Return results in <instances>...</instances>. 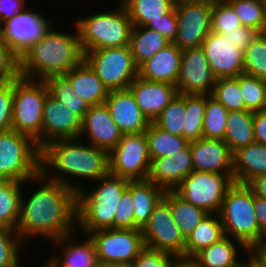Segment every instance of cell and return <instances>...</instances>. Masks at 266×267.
<instances>
[{
    "label": "cell",
    "mask_w": 266,
    "mask_h": 267,
    "mask_svg": "<svg viewBox=\"0 0 266 267\" xmlns=\"http://www.w3.org/2000/svg\"><path fill=\"white\" fill-rule=\"evenodd\" d=\"M125 6L133 26H146L169 13L176 0H120Z\"/></svg>",
    "instance_id": "obj_35"
},
{
    "label": "cell",
    "mask_w": 266,
    "mask_h": 267,
    "mask_svg": "<svg viewBox=\"0 0 266 267\" xmlns=\"http://www.w3.org/2000/svg\"><path fill=\"white\" fill-rule=\"evenodd\" d=\"M128 182L108 173L97 180L91 192L85 186L77 192V223L81 233L89 235L97 230L113 229L115 210Z\"/></svg>",
    "instance_id": "obj_4"
},
{
    "label": "cell",
    "mask_w": 266,
    "mask_h": 267,
    "mask_svg": "<svg viewBox=\"0 0 266 267\" xmlns=\"http://www.w3.org/2000/svg\"><path fill=\"white\" fill-rule=\"evenodd\" d=\"M44 82L47 85L50 96L82 119L84 118L90 105L76 95L72 85L64 76L49 77Z\"/></svg>",
    "instance_id": "obj_37"
},
{
    "label": "cell",
    "mask_w": 266,
    "mask_h": 267,
    "mask_svg": "<svg viewBox=\"0 0 266 267\" xmlns=\"http://www.w3.org/2000/svg\"><path fill=\"white\" fill-rule=\"evenodd\" d=\"M100 267H135L133 262H113L100 265Z\"/></svg>",
    "instance_id": "obj_59"
},
{
    "label": "cell",
    "mask_w": 266,
    "mask_h": 267,
    "mask_svg": "<svg viewBox=\"0 0 266 267\" xmlns=\"http://www.w3.org/2000/svg\"><path fill=\"white\" fill-rule=\"evenodd\" d=\"M26 0H0V26L12 19L17 13L24 11Z\"/></svg>",
    "instance_id": "obj_53"
},
{
    "label": "cell",
    "mask_w": 266,
    "mask_h": 267,
    "mask_svg": "<svg viewBox=\"0 0 266 267\" xmlns=\"http://www.w3.org/2000/svg\"><path fill=\"white\" fill-rule=\"evenodd\" d=\"M81 234L86 237L83 242H68L70 239L75 240L71 237L72 233L51 241L59 251L62 249L60 257L53 255L49 259L56 267H100L92 238L88 234Z\"/></svg>",
    "instance_id": "obj_25"
},
{
    "label": "cell",
    "mask_w": 266,
    "mask_h": 267,
    "mask_svg": "<svg viewBox=\"0 0 266 267\" xmlns=\"http://www.w3.org/2000/svg\"><path fill=\"white\" fill-rule=\"evenodd\" d=\"M105 105L122 134L145 132L151 123L140 110L129 88L109 91Z\"/></svg>",
    "instance_id": "obj_20"
},
{
    "label": "cell",
    "mask_w": 266,
    "mask_h": 267,
    "mask_svg": "<svg viewBox=\"0 0 266 267\" xmlns=\"http://www.w3.org/2000/svg\"><path fill=\"white\" fill-rule=\"evenodd\" d=\"M216 79L202 47L182 50L178 94L212 95Z\"/></svg>",
    "instance_id": "obj_16"
},
{
    "label": "cell",
    "mask_w": 266,
    "mask_h": 267,
    "mask_svg": "<svg viewBox=\"0 0 266 267\" xmlns=\"http://www.w3.org/2000/svg\"><path fill=\"white\" fill-rule=\"evenodd\" d=\"M53 27L19 57L21 77L44 81L49 77L63 76L84 60L75 23L74 33L55 31Z\"/></svg>",
    "instance_id": "obj_3"
},
{
    "label": "cell",
    "mask_w": 266,
    "mask_h": 267,
    "mask_svg": "<svg viewBox=\"0 0 266 267\" xmlns=\"http://www.w3.org/2000/svg\"><path fill=\"white\" fill-rule=\"evenodd\" d=\"M117 6L115 10L79 17L74 22L84 54L93 50L129 45L132 21L121 1Z\"/></svg>",
    "instance_id": "obj_6"
},
{
    "label": "cell",
    "mask_w": 266,
    "mask_h": 267,
    "mask_svg": "<svg viewBox=\"0 0 266 267\" xmlns=\"http://www.w3.org/2000/svg\"><path fill=\"white\" fill-rule=\"evenodd\" d=\"M109 173L128 180L148 179L151 160L145 132L123 134L108 153Z\"/></svg>",
    "instance_id": "obj_11"
},
{
    "label": "cell",
    "mask_w": 266,
    "mask_h": 267,
    "mask_svg": "<svg viewBox=\"0 0 266 267\" xmlns=\"http://www.w3.org/2000/svg\"><path fill=\"white\" fill-rule=\"evenodd\" d=\"M21 243L16 230L0 226V267H22L19 258Z\"/></svg>",
    "instance_id": "obj_45"
},
{
    "label": "cell",
    "mask_w": 266,
    "mask_h": 267,
    "mask_svg": "<svg viewBox=\"0 0 266 267\" xmlns=\"http://www.w3.org/2000/svg\"><path fill=\"white\" fill-rule=\"evenodd\" d=\"M253 125L255 142L266 145V110L254 112Z\"/></svg>",
    "instance_id": "obj_54"
},
{
    "label": "cell",
    "mask_w": 266,
    "mask_h": 267,
    "mask_svg": "<svg viewBox=\"0 0 266 267\" xmlns=\"http://www.w3.org/2000/svg\"><path fill=\"white\" fill-rule=\"evenodd\" d=\"M218 214L226 236L240 241L251 253L262 247L254 195L246 184L235 182L229 188Z\"/></svg>",
    "instance_id": "obj_5"
},
{
    "label": "cell",
    "mask_w": 266,
    "mask_h": 267,
    "mask_svg": "<svg viewBox=\"0 0 266 267\" xmlns=\"http://www.w3.org/2000/svg\"><path fill=\"white\" fill-rule=\"evenodd\" d=\"M177 256L145 246L133 261L135 267H170Z\"/></svg>",
    "instance_id": "obj_49"
},
{
    "label": "cell",
    "mask_w": 266,
    "mask_h": 267,
    "mask_svg": "<svg viewBox=\"0 0 266 267\" xmlns=\"http://www.w3.org/2000/svg\"><path fill=\"white\" fill-rule=\"evenodd\" d=\"M145 134L151 162L156 158L173 156L189 144L185 138L163 131L152 122Z\"/></svg>",
    "instance_id": "obj_36"
},
{
    "label": "cell",
    "mask_w": 266,
    "mask_h": 267,
    "mask_svg": "<svg viewBox=\"0 0 266 267\" xmlns=\"http://www.w3.org/2000/svg\"><path fill=\"white\" fill-rule=\"evenodd\" d=\"M142 113L153 122L163 109L178 95L175 85L147 81L139 76L129 85Z\"/></svg>",
    "instance_id": "obj_23"
},
{
    "label": "cell",
    "mask_w": 266,
    "mask_h": 267,
    "mask_svg": "<svg viewBox=\"0 0 266 267\" xmlns=\"http://www.w3.org/2000/svg\"><path fill=\"white\" fill-rule=\"evenodd\" d=\"M31 181L38 187L27 192L26 199L22 193L16 227L22 241L25 243L26 238L38 236L54 241L73 233L77 224V192L48 179L42 172Z\"/></svg>",
    "instance_id": "obj_1"
},
{
    "label": "cell",
    "mask_w": 266,
    "mask_h": 267,
    "mask_svg": "<svg viewBox=\"0 0 266 267\" xmlns=\"http://www.w3.org/2000/svg\"><path fill=\"white\" fill-rule=\"evenodd\" d=\"M170 267H198V264L193 258L177 256L171 262Z\"/></svg>",
    "instance_id": "obj_57"
},
{
    "label": "cell",
    "mask_w": 266,
    "mask_h": 267,
    "mask_svg": "<svg viewBox=\"0 0 266 267\" xmlns=\"http://www.w3.org/2000/svg\"><path fill=\"white\" fill-rule=\"evenodd\" d=\"M54 25L45 15L26 8L0 26L2 41L20 57Z\"/></svg>",
    "instance_id": "obj_15"
},
{
    "label": "cell",
    "mask_w": 266,
    "mask_h": 267,
    "mask_svg": "<svg viewBox=\"0 0 266 267\" xmlns=\"http://www.w3.org/2000/svg\"><path fill=\"white\" fill-rule=\"evenodd\" d=\"M224 236L219 214H207L187 238L184 257L193 258L198 252L219 241Z\"/></svg>",
    "instance_id": "obj_30"
},
{
    "label": "cell",
    "mask_w": 266,
    "mask_h": 267,
    "mask_svg": "<svg viewBox=\"0 0 266 267\" xmlns=\"http://www.w3.org/2000/svg\"><path fill=\"white\" fill-rule=\"evenodd\" d=\"M46 263L44 267H56L50 260Z\"/></svg>",
    "instance_id": "obj_62"
},
{
    "label": "cell",
    "mask_w": 266,
    "mask_h": 267,
    "mask_svg": "<svg viewBox=\"0 0 266 267\" xmlns=\"http://www.w3.org/2000/svg\"><path fill=\"white\" fill-rule=\"evenodd\" d=\"M185 94H178L152 122L163 131L184 138Z\"/></svg>",
    "instance_id": "obj_40"
},
{
    "label": "cell",
    "mask_w": 266,
    "mask_h": 267,
    "mask_svg": "<svg viewBox=\"0 0 266 267\" xmlns=\"http://www.w3.org/2000/svg\"><path fill=\"white\" fill-rule=\"evenodd\" d=\"M141 230L145 246L184 257L186 240L174 222L169 202L164 197Z\"/></svg>",
    "instance_id": "obj_14"
},
{
    "label": "cell",
    "mask_w": 266,
    "mask_h": 267,
    "mask_svg": "<svg viewBox=\"0 0 266 267\" xmlns=\"http://www.w3.org/2000/svg\"><path fill=\"white\" fill-rule=\"evenodd\" d=\"M206 95L185 94L184 138L196 141L202 138Z\"/></svg>",
    "instance_id": "obj_38"
},
{
    "label": "cell",
    "mask_w": 266,
    "mask_h": 267,
    "mask_svg": "<svg viewBox=\"0 0 266 267\" xmlns=\"http://www.w3.org/2000/svg\"><path fill=\"white\" fill-rule=\"evenodd\" d=\"M237 267H247V260L244 262H242L241 264H239Z\"/></svg>",
    "instance_id": "obj_63"
},
{
    "label": "cell",
    "mask_w": 266,
    "mask_h": 267,
    "mask_svg": "<svg viewBox=\"0 0 266 267\" xmlns=\"http://www.w3.org/2000/svg\"><path fill=\"white\" fill-rule=\"evenodd\" d=\"M210 24L211 31L221 35L242 26L237 14L225 0H213Z\"/></svg>",
    "instance_id": "obj_46"
},
{
    "label": "cell",
    "mask_w": 266,
    "mask_h": 267,
    "mask_svg": "<svg viewBox=\"0 0 266 267\" xmlns=\"http://www.w3.org/2000/svg\"><path fill=\"white\" fill-rule=\"evenodd\" d=\"M100 265L133 262L145 247L141 229H102L91 232Z\"/></svg>",
    "instance_id": "obj_13"
},
{
    "label": "cell",
    "mask_w": 266,
    "mask_h": 267,
    "mask_svg": "<svg viewBox=\"0 0 266 267\" xmlns=\"http://www.w3.org/2000/svg\"><path fill=\"white\" fill-rule=\"evenodd\" d=\"M14 80L0 81V132L12 129Z\"/></svg>",
    "instance_id": "obj_48"
},
{
    "label": "cell",
    "mask_w": 266,
    "mask_h": 267,
    "mask_svg": "<svg viewBox=\"0 0 266 267\" xmlns=\"http://www.w3.org/2000/svg\"><path fill=\"white\" fill-rule=\"evenodd\" d=\"M181 56L182 50L170 43L138 67V76L147 81L175 85L179 76Z\"/></svg>",
    "instance_id": "obj_24"
},
{
    "label": "cell",
    "mask_w": 266,
    "mask_h": 267,
    "mask_svg": "<svg viewBox=\"0 0 266 267\" xmlns=\"http://www.w3.org/2000/svg\"><path fill=\"white\" fill-rule=\"evenodd\" d=\"M23 186H26L25 182L0 180V226L16 230L22 192H26Z\"/></svg>",
    "instance_id": "obj_34"
},
{
    "label": "cell",
    "mask_w": 266,
    "mask_h": 267,
    "mask_svg": "<svg viewBox=\"0 0 266 267\" xmlns=\"http://www.w3.org/2000/svg\"><path fill=\"white\" fill-rule=\"evenodd\" d=\"M246 185L254 196L266 199V175L254 177Z\"/></svg>",
    "instance_id": "obj_56"
},
{
    "label": "cell",
    "mask_w": 266,
    "mask_h": 267,
    "mask_svg": "<svg viewBox=\"0 0 266 267\" xmlns=\"http://www.w3.org/2000/svg\"><path fill=\"white\" fill-rule=\"evenodd\" d=\"M253 115L248 110L228 111L224 142L232 153L255 142Z\"/></svg>",
    "instance_id": "obj_31"
},
{
    "label": "cell",
    "mask_w": 266,
    "mask_h": 267,
    "mask_svg": "<svg viewBox=\"0 0 266 267\" xmlns=\"http://www.w3.org/2000/svg\"><path fill=\"white\" fill-rule=\"evenodd\" d=\"M260 33H266V0H263V24Z\"/></svg>",
    "instance_id": "obj_60"
},
{
    "label": "cell",
    "mask_w": 266,
    "mask_h": 267,
    "mask_svg": "<svg viewBox=\"0 0 266 267\" xmlns=\"http://www.w3.org/2000/svg\"><path fill=\"white\" fill-rule=\"evenodd\" d=\"M189 144L194 171L234 174L233 153L224 140L202 137Z\"/></svg>",
    "instance_id": "obj_21"
},
{
    "label": "cell",
    "mask_w": 266,
    "mask_h": 267,
    "mask_svg": "<svg viewBox=\"0 0 266 267\" xmlns=\"http://www.w3.org/2000/svg\"><path fill=\"white\" fill-rule=\"evenodd\" d=\"M212 96L228 111L246 110L244 100L240 92L238 76L216 79Z\"/></svg>",
    "instance_id": "obj_43"
},
{
    "label": "cell",
    "mask_w": 266,
    "mask_h": 267,
    "mask_svg": "<svg viewBox=\"0 0 266 267\" xmlns=\"http://www.w3.org/2000/svg\"><path fill=\"white\" fill-rule=\"evenodd\" d=\"M146 27L157 31L161 35L165 36L171 43H173L178 31L175 7L169 13L161 16L160 19L150 21Z\"/></svg>",
    "instance_id": "obj_51"
},
{
    "label": "cell",
    "mask_w": 266,
    "mask_h": 267,
    "mask_svg": "<svg viewBox=\"0 0 266 267\" xmlns=\"http://www.w3.org/2000/svg\"><path fill=\"white\" fill-rule=\"evenodd\" d=\"M80 140L82 141L80 138L57 139L41 149V172L48 179L76 192L83 188L80 181L76 182L78 178L92 180L94 183L109 173L108 152L86 142L80 143ZM71 176L76 180L73 181Z\"/></svg>",
    "instance_id": "obj_2"
},
{
    "label": "cell",
    "mask_w": 266,
    "mask_h": 267,
    "mask_svg": "<svg viewBox=\"0 0 266 267\" xmlns=\"http://www.w3.org/2000/svg\"><path fill=\"white\" fill-rule=\"evenodd\" d=\"M233 172L234 181L241 184L266 175V145L254 142L234 151Z\"/></svg>",
    "instance_id": "obj_27"
},
{
    "label": "cell",
    "mask_w": 266,
    "mask_h": 267,
    "mask_svg": "<svg viewBox=\"0 0 266 267\" xmlns=\"http://www.w3.org/2000/svg\"><path fill=\"white\" fill-rule=\"evenodd\" d=\"M266 263V245L261 247L257 252H256Z\"/></svg>",
    "instance_id": "obj_61"
},
{
    "label": "cell",
    "mask_w": 266,
    "mask_h": 267,
    "mask_svg": "<svg viewBox=\"0 0 266 267\" xmlns=\"http://www.w3.org/2000/svg\"><path fill=\"white\" fill-rule=\"evenodd\" d=\"M266 39V33H260Z\"/></svg>",
    "instance_id": "obj_64"
},
{
    "label": "cell",
    "mask_w": 266,
    "mask_h": 267,
    "mask_svg": "<svg viewBox=\"0 0 266 267\" xmlns=\"http://www.w3.org/2000/svg\"><path fill=\"white\" fill-rule=\"evenodd\" d=\"M41 172V149L14 129L0 132V180L33 182Z\"/></svg>",
    "instance_id": "obj_7"
},
{
    "label": "cell",
    "mask_w": 266,
    "mask_h": 267,
    "mask_svg": "<svg viewBox=\"0 0 266 267\" xmlns=\"http://www.w3.org/2000/svg\"><path fill=\"white\" fill-rule=\"evenodd\" d=\"M132 193L126 188L118 201L113 221V229H141L134 218Z\"/></svg>",
    "instance_id": "obj_47"
},
{
    "label": "cell",
    "mask_w": 266,
    "mask_h": 267,
    "mask_svg": "<svg viewBox=\"0 0 266 267\" xmlns=\"http://www.w3.org/2000/svg\"><path fill=\"white\" fill-rule=\"evenodd\" d=\"M243 58L244 74L266 80V39L261 34L243 51Z\"/></svg>",
    "instance_id": "obj_42"
},
{
    "label": "cell",
    "mask_w": 266,
    "mask_h": 267,
    "mask_svg": "<svg viewBox=\"0 0 266 267\" xmlns=\"http://www.w3.org/2000/svg\"><path fill=\"white\" fill-rule=\"evenodd\" d=\"M234 183V174L193 171L173 191L208 214L219 213L222 201Z\"/></svg>",
    "instance_id": "obj_9"
},
{
    "label": "cell",
    "mask_w": 266,
    "mask_h": 267,
    "mask_svg": "<svg viewBox=\"0 0 266 267\" xmlns=\"http://www.w3.org/2000/svg\"><path fill=\"white\" fill-rule=\"evenodd\" d=\"M202 48L210 69L217 79L243 74V50L235 47L226 36L211 31L204 39Z\"/></svg>",
    "instance_id": "obj_17"
},
{
    "label": "cell",
    "mask_w": 266,
    "mask_h": 267,
    "mask_svg": "<svg viewBox=\"0 0 266 267\" xmlns=\"http://www.w3.org/2000/svg\"><path fill=\"white\" fill-rule=\"evenodd\" d=\"M231 239L225 235L219 241L198 252L193 257L198 267H237L241 264L243 258L240 260L238 248L241 247L242 251L246 252V257L251 252L240 241Z\"/></svg>",
    "instance_id": "obj_28"
},
{
    "label": "cell",
    "mask_w": 266,
    "mask_h": 267,
    "mask_svg": "<svg viewBox=\"0 0 266 267\" xmlns=\"http://www.w3.org/2000/svg\"><path fill=\"white\" fill-rule=\"evenodd\" d=\"M164 198L169 202L172 217L181 235L187 240L196 226L208 213L185 201L174 191H166Z\"/></svg>",
    "instance_id": "obj_33"
},
{
    "label": "cell",
    "mask_w": 266,
    "mask_h": 267,
    "mask_svg": "<svg viewBox=\"0 0 266 267\" xmlns=\"http://www.w3.org/2000/svg\"><path fill=\"white\" fill-rule=\"evenodd\" d=\"M63 76L72 85L76 95L90 106L105 103L109 90L85 60Z\"/></svg>",
    "instance_id": "obj_26"
},
{
    "label": "cell",
    "mask_w": 266,
    "mask_h": 267,
    "mask_svg": "<svg viewBox=\"0 0 266 267\" xmlns=\"http://www.w3.org/2000/svg\"><path fill=\"white\" fill-rule=\"evenodd\" d=\"M213 0H176L178 31L173 42L179 49L202 47L211 32Z\"/></svg>",
    "instance_id": "obj_12"
},
{
    "label": "cell",
    "mask_w": 266,
    "mask_h": 267,
    "mask_svg": "<svg viewBox=\"0 0 266 267\" xmlns=\"http://www.w3.org/2000/svg\"><path fill=\"white\" fill-rule=\"evenodd\" d=\"M260 34L258 30L250 27H238L233 31H226L222 35L238 49L245 50L247 46Z\"/></svg>",
    "instance_id": "obj_52"
},
{
    "label": "cell",
    "mask_w": 266,
    "mask_h": 267,
    "mask_svg": "<svg viewBox=\"0 0 266 267\" xmlns=\"http://www.w3.org/2000/svg\"><path fill=\"white\" fill-rule=\"evenodd\" d=\"M19 76V57L0 37V81L14 80Z\"/></svg>",
    "instance_id": "obj_50"
},
{
    "label": "cell",
    "mask_w": 266,
    "mask_h": 267,
    "mask_svg": "<svg viewBox=\"0 0 266 267\" xmlns=\"http://www.w3.org/2000/svg\"><path fill=\"white\" fill-rule=\"evenodd\" d=\"M254 211L262 234V247L266 245V199L254 196Z\"/></svg>",
    "instance_id": "obj_55"
},
{
    "label": "cell",
    "mask_w": 266,
    "mask_h": 267,
    "mask_svg": "<svg viewBox=\"0 0 266 267\" xmlns=\"http://www.w3.org/2000/svg\"><path fill=\"white\" fill-rule=\"evenodd\" d=\"M49 94L42 80L14 79L12 129L31 137L42 149L43 105Z\"/></svg>",
    "instance_id": "obj_8"
},
{
    "label": "cell",
    "mask_w": 266,
    "mask_h": 267,
    "mask_svg": "<svg viewBox=\"0 0 266 267\" xmlns=\"http://www.w3.org/2000/svg\"><path fill=\"white\" fill-rule=\"evenodd\" d=\"M84 60L109 91L127 89L138 76L129 45L89 51Z\"/></svg>",
    "instance_id": "obj_10"
},
{
    "label": "cell",
    "mask_w": 266,
    "mask_h": 267,
    "mask_svg": "<svg viewBox=\"0 0 266 267\" xmlns=\"http://www.w3.org/2000/svg\"><path fill=\"white\" fill-rule=\"evenodd\" d=\"M82 118L49 94L43 105L42 148L53 140L79 138Z\"/></svg>",
    "instance_id": "obj_18"
},
{
    "label": "cell",
    "mask_w": 266,
    "mask_h": 267,
    "mask_svg": "<svg viewBox=\"0 0 266 267\" xmlns=\"http://www.w3.org/2000/svg\"><path fill=\"white\" fill-rule=\"evenodd\" d=\"M122 135L105 103L90 106L82 119L80 139L87 137L86 143L109 153L119 143Z\"/></svg>",
    "instance_id": "obj_19"
},
{
    "label": "cell",
    "mask_w": 266,
    "mask_h": 267,
    "mask_svg": "<svg viewBox=\"0 0 266 267\" xmlns=\"http://www.w3.org/2000/svg\"><path fill=\"white\" fill-rule=\"evenodd\" d=\"M237 14L244 27L261 31L263 24V0H225Z\"/></svg>",
    "instance_id": "obj_44"
},
{
    "label": "cell",
    "mask_w": 266,
    "mask_h": 267,
    "mask_svg": "<svg viewBox=\"0 0 266 267\" xmlns=\"http://www.w3.org/2000/svg\"><path fill=\"white\" fill-rule=\"evenodd\" d=\"M193 171L191 149L188 144L173 156L154 159L148 179L165 191H173Z\"/></svg>",
    "instance_id": "obj_22"
},
{
    "label": "cell",
    "mask_w": 266,
    "mask_h": 267,
    "mask_svg": "<svg viewBox=\"0 0 266 267\" xmlns=\"http://www.w3.org/2000/svg\"><path fill=\"white\" fill-rule=\"evenodd\" d=\"M170 43L165 36L149 27L133 26L129 46L135 65L139 67Z\"/></svg>",
    "instance_id": "obj_32"
},
{
    "label": "cell",
    "mask_w": 266,
    "mask_h": 267,
    "mask_svg": "<svg viewBox=\"0 0 266 267\" xmlns=\"http://www.w3.org/2000/svg\"><path fill=\"white\" fill-rule=\"evenodd\" d=\"M228 110L212 95H206L202 137L224 140Z\"/></svg>",
    "instance_id": "obj_39"
},
{
    "label": "cell",
    "mask_w": 266,
    "mask_h": 267,
    "mask_svg": "<svg viewBox=\"0 0 266 267\" xmlns=\"http://www.w3.org/2000/svg\"><path fill=\"white\" fill-rule=\"evenodd\" d=\"M247 258V267H266L265 261L256 252L250 253Z\"/></svg>",
    "instance_id": "obj_58"
},
{
    "label": "cell",
    "mask_w": 266,
    "mask_h": 267,
    "mask_svg": "<svg viewBox=\"0 0 266 267\" xmlns=\"http://www.w3.org/2000/svg\"><path fill=\"white\" fill-rule=\"evenodd\" d=\"M238 82L246 110H266V80L243 73L238 76Z\"/></svg>",
    "instance_id": "obj_41"
},
{
    "label": "cell",
    "mask_w": 266,
    "mask_h": 267,
    "mask_svg": "<svg viewBox=\"0 0 266 267\" xmlns=\"http://www.w3.org/2000/svg\"><path fill=\"white\" fill-rule=\"evenodd\" d=\"M127 188L132 193L135 223L142 229L166 191L149 179L129 180Z\"/></svg>",
    "instance_id": "obj_29"
}]
</instances>
